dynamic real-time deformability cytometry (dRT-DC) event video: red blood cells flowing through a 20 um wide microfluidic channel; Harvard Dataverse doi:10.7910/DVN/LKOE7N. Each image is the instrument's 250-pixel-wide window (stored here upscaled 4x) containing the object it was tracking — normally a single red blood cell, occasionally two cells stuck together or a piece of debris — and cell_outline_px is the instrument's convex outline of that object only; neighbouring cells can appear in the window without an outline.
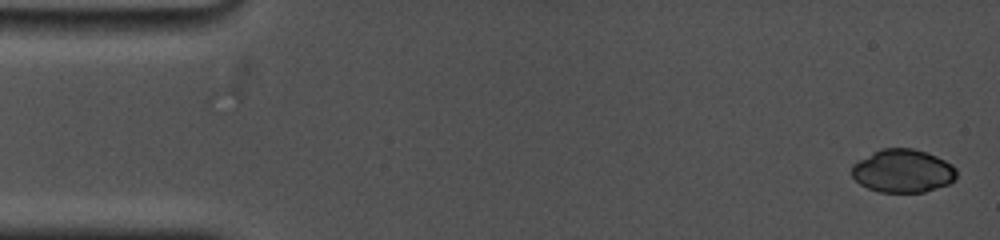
{"species": "common noctule bat (a hibernating species)", "species_latin": "Nyctalus noctula", "temperature_condition": "cold", "stored_images_in_passage": 37, "camera_frame_rate_fps": 5000, "um_per_image_px": 0.085, "animal": {"sex": "female", "body_mass_g": 19.0, "forearm_length_mm": 53.3}, "frame": {"image": 1, "passage_image": 1, "time_ms": 0.0, "image_size_px": [1000, 240], "cell_outline_px": [[956, 180], [948, 184], [924, 192], [880, 192], [868, 188], [860, 184], [852, 176], [852, 164], [872, 152], [884, 148], [912, 148], [936, 156], [952, 164], [956, 168]], "centroid_in_image_um": [76.74, 14.53], "position_along_channel_um": 8.3, "area_um2": 26.36}}
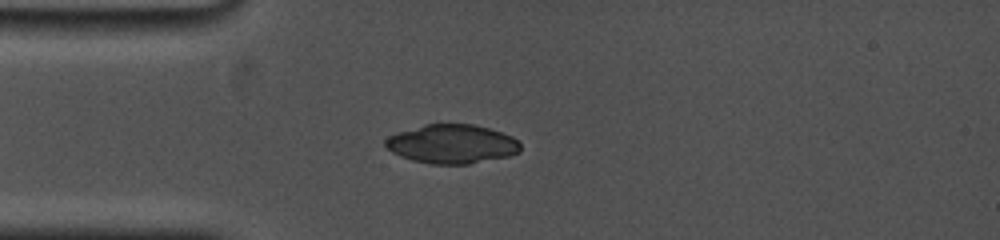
{"frame": {"image": 2, "passage_image": 11, "time_ms": 4.0, "image_size_px": [1000, 240], "cell_outline_px": [[520, 152], [508, 156], [468, 164], [432, 164], [412, 160], [400, 156], [392, 152], [384, 144], [384, 140], [388, 136], [396, 132], [424, 124], [472, 124], [488, 128], [512, 136], [520, 144]], "centroid_in_image_um": [38.38, 12.23], "position_along_channel_um": 46.6, "area_um2": 30.63}}